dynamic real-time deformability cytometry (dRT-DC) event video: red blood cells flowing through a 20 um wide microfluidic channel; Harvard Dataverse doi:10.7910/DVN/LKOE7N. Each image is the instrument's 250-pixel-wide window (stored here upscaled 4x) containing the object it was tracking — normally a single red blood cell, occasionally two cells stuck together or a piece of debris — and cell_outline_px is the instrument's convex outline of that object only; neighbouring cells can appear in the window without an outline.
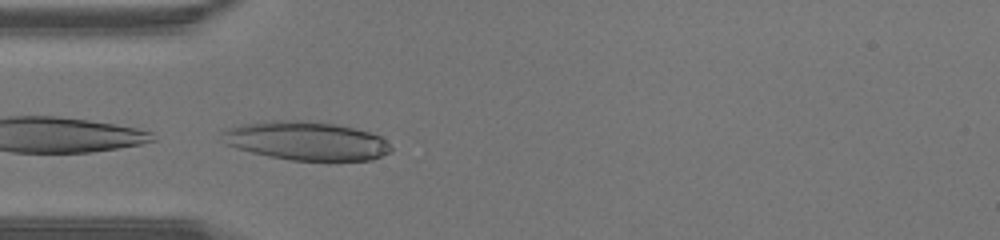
{"species": "human", "species_latin": "Homo sapiens", "temperature_condition": "warm", "stored_images_in_passage": 30, "camera_frame_rate_fps": 3000, "um_per_image_px": 0.085, "donor": {"sex": "male"}, "frame": {"image": 1, "passage_image": 2, "time_ms": 0.333, "image_size_px": [1000, 240], "cell_outline_px": [[392, 152], [372, 160], [328, 164], [292, 160], [268, 156], [236, 148], [228, 144], [220, 132], [224, 128], [240, 124], [264, 120], [300, 120], [336, 124], [368, 132], [380, 136], [392, 148]], "centroid_in_image_um": [26.06, 12.01], "position_along_channel_um": 58.9, "area_um2": 39.19}}
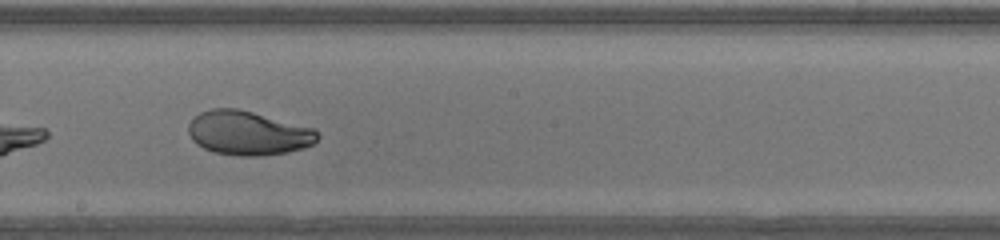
{"frame": {"image": 2, "passage_image": 13, "time_ms": 4.0, "image_size_px": [1000, 240], "cell_outline_px": [[320, 136], [312, 144], [304, 148], [288, 152], [256, 156], [240, 156], [216, 152], [204, 148], [196, 144], [192, 140], [188, 132], [188, 124], [200, 112], [212, 108], [236, 108], [316, 128], [320, 132]], "centroid_in_image_um": [21.11, 11.3], "position_along_channel_um": 227.1, "area_um2": 33.23}}
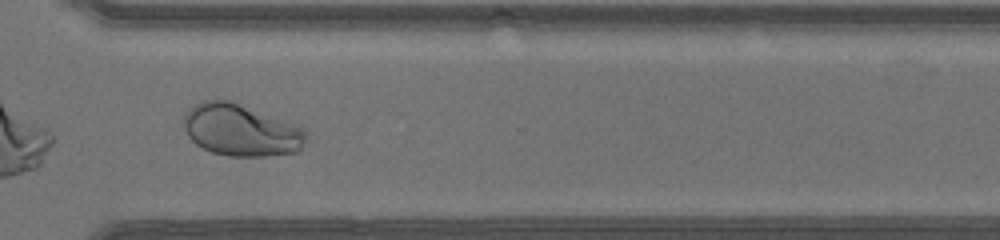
{"frame": {"image": 3, "passage_image": 21, "time_ms": 6.667, "image_size_px": [1000, 240], "cell_outline_px": [[304, 144], [296, 152], [264, 156], [228, 156], [212, 152], [196, 144], [188, 136], [184, 128], [184, 116], [188, 108], [192, 104], [200, 100], [232, 100], [296, 124], [304, 128]], "centroid_in_image_um": [20.44, 11.03], "position_along_channel_um": 350.2, "area_um2": 37.17}}